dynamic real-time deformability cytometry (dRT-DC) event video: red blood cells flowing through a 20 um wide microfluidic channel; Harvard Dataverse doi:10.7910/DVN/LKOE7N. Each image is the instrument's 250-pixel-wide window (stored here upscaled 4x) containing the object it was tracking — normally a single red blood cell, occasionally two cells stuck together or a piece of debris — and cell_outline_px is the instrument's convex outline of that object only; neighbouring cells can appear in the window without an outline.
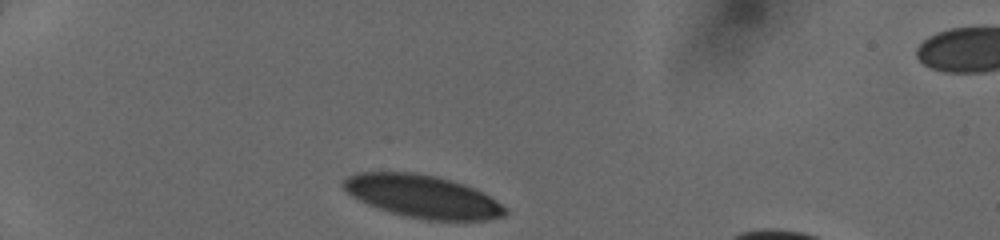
{"species": "human", "species_latin": "Homo sapiens", "temperature_condition": "cold", "stored_images_in_passage": 30, "camera_frame_rate_fps": 3000, "um_per_image_px": 0.085, "donor": {"sex": "female"}, "frame": {"image": 1, "passage_image": 1, "time_ms": 0.0, "image_size_px": [1000, 240], "cell_outline_px": [[508, 212], [504, 216], [488, 220], [428, 220], [404, 216], [376, 208], [352, 196], [340, 184], [348, 176], [360, 172], [412, 172], [436, 176], [464, 184], [504, 204], [508, 208]], "centroid_in_image_um": [35.93, 16.7], "position_along_channel_um": 49.1, "area_um2": 40.23}}
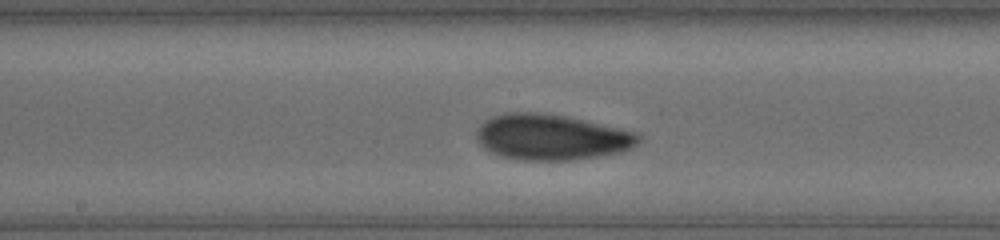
{"frame": {"image": 2, "passage_image": 15, "time_ms": 4.667, "image_size_px": [1000, 240], "cell_outline_px": [[640, 140], [632, 148], [620, 152], [596, 156], [568, 160], [524, 160], [500, 156], [488, 152], [476, 140], [476, 128], [484, 120], [492, 116], [504, 112], [548, 112], [584, 120], [636, 132], [640, 136]], "centroid_in_image_um": [46.8, 11.64], "position_along_channel_um": 201.4, "area_um2": 43.41}}
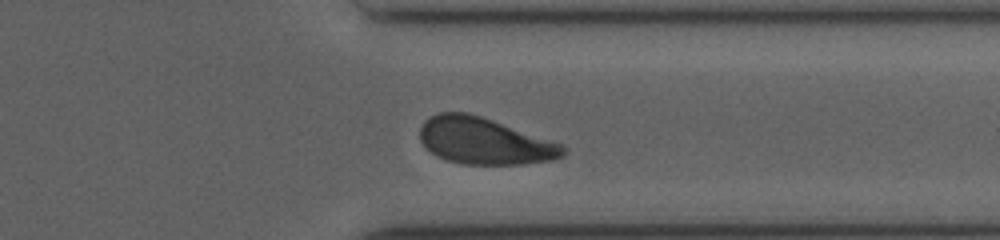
{"frame": {"image": 3, "passage_image": 27, "time_ms": 8.667, "image_size_px": [1000, 240], "cell_outline_px": [[564, 156], [556, 160], [520, 164], [460, 164], [436, 156], [420, 140], [420, 128], [424, 120], [428, 116], [440, 112], [468, 112], [564, 144]], "centroid_in_image_um": [41.18, 11.98], "position_along_channel_um": 370.2, "area_um2": 38.9}}